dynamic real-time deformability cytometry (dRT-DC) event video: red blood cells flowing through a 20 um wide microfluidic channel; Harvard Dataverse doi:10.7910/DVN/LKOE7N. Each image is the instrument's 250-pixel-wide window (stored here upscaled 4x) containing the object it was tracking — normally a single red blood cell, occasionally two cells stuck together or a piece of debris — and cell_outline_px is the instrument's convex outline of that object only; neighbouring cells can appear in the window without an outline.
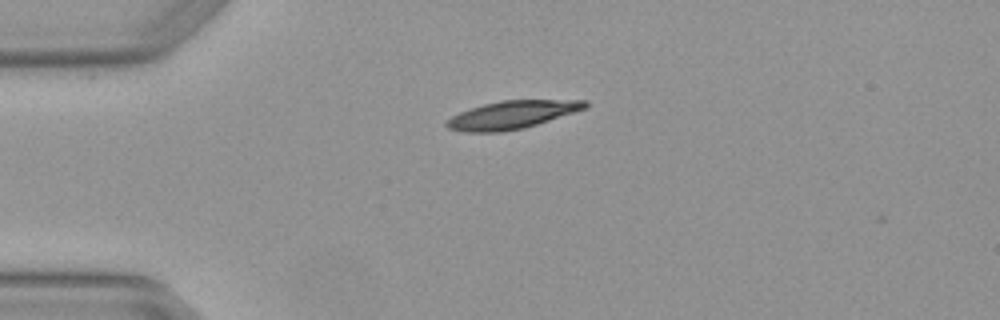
{"species": "Egyptian fruit bat (a non-hibernating species)", "species_latin": "Rousettus aegyptiacus", "temperature_condition": "warm", "stored_images_in_passage": 4, "camera_frame_rate_fps": 3000, "um_per_image_px": 0.085, "animal": {"sex": "female"}, "frame": {"image": 1, "passage_image": 4, "time_ms": 1.0, "image_size_px": [1000, 320], "cell_outline_px": [[588, 108], [524, 128], [500, 132], [464, 132], [448, 128], [444, 124], [452, 116], [460, 112], [484, 104], [500, 100], [588, 100]], "centroid_in_image_um": [43.54, 9.76], "position_along_channel_um": 41.5, "area_um2": 22.48}}